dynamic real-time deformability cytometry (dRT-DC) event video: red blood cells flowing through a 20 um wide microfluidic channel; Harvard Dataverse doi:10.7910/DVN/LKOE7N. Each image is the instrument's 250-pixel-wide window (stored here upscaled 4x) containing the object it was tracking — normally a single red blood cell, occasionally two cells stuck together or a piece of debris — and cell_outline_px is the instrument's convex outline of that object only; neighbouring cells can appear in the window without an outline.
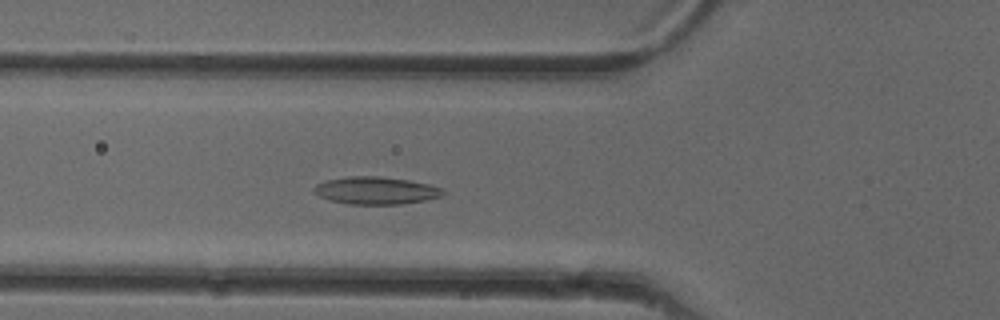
{"species": "common noctule bat (a hibernating species)", "species_latin": "Nyctalus noctula", "temperature_condition": "cold", "stored_images_in_passage": 49, "camera_frame_rate_fps": 3000, "um_per_image_px": 0.085, "animal": {"sex": "female"}, "frame": {"image": 1, "passage_image": 16, "time_ms": 5.0, "image_size_px": [1000, 320], "cell_outline_px": [[444, 192], [440, 196], [424, 200], [400, 204], [348, 204], [332, 200], [320, 196], [312, 192], [312, 188], [316, 184], [328, 180], [348, 176], [380, 176], [408, 180], [428, 184], [440, 188]], "centroid_in_image_um": [31.9, 16.19], "position_along_channel_um": 93.9, "area_um2": 20.4}}
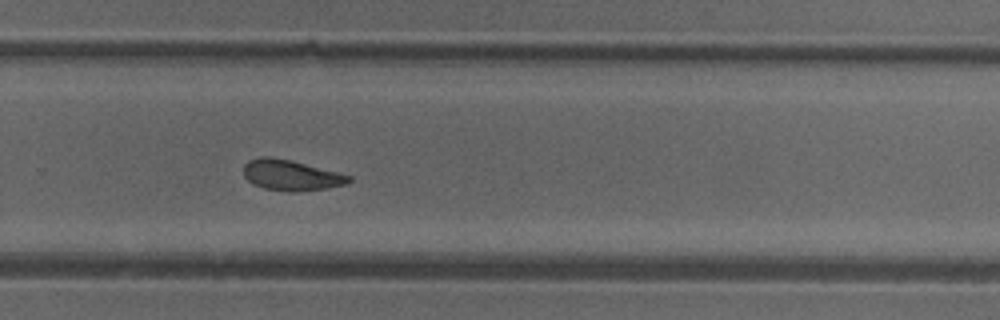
{"frame": {"image": 2, "passage_image": 32, "time_ms": 10.333, "image_size_px": [1000, 320], "cell_outline_px": [[352, 180], [348, 184], [324, 188], [292, 192], [288, 192], [264, 188], [252, 184], [244, 176], [244, 164], [248, 160], [260, 156], [272, 156], [340, 172], [352, 176]], "centroid_in_image_um": [24.74, 14.88], "position_along_channel_um": 305.1, "area_um2": 18.9}}
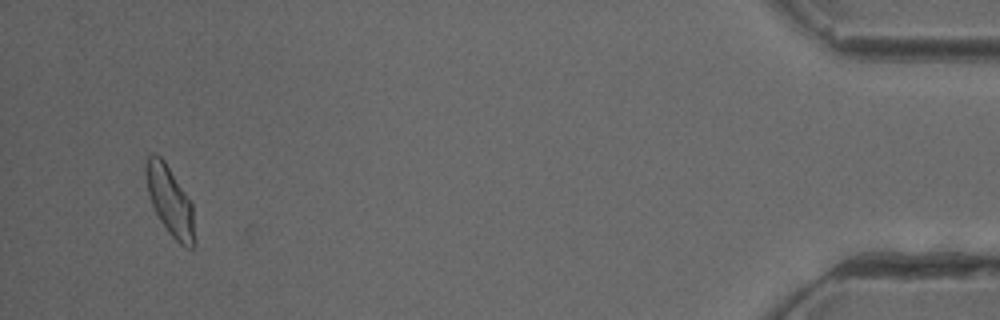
{"frame": {"image": 3, "passage_image": 47, "time_ms": 15.333, "image_size_px": [1000, 320], "cell_outline_px": [[192, 248], [184, 248], [168, 232], [160, 220], [152, 204], [148, 192], [144, 172], [144, 164], [148, 156], [156, 152], [164, 160], [192, 204]], "centroid_in_image_um": [14.38, 17.0], "position_along_channel_um": 420.8, "area_um2": 19.02}, "authors_computed_cell_mechanics": {"area_um2": 19.074, "velocity_mm_per_s": 3.9652, "shape_relaxation_time_tau1_ms": 3.9715, "shape_relaxation_time_tau2_ms": 2.3605, "deformation_change_tau1": 0.1281, "deformation_change_tau2": 0.0948}}